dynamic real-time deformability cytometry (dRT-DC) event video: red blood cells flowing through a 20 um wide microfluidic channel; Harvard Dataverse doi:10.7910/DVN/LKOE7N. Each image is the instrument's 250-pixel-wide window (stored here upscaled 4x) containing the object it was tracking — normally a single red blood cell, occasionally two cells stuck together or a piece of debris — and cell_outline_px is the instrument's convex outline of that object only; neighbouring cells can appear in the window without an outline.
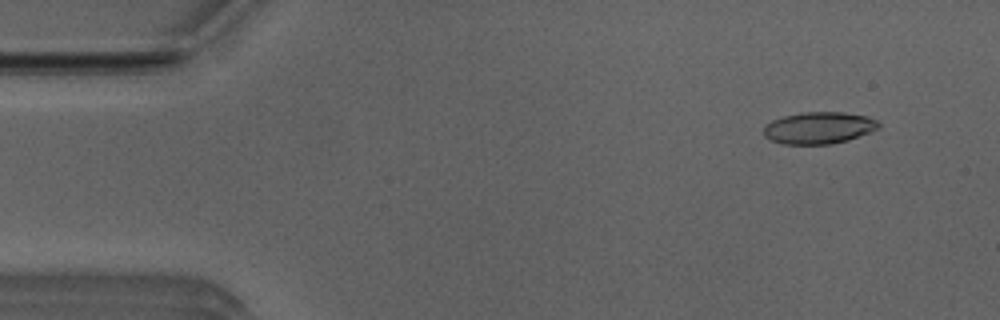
{"species": "Egyptian fruit bat (a non-hibernating species)", "species_latin": "Rousettus aegyptiacus", "temperature_condition": "room temperature", "stored_images_in_passage": 51, "camera_frame_rate_fps": 3000, "um_per_image_px": 0.085, "animal": {"sex": "male"}, "frame": {"image": 1, "passage_image": 4, "time_ms": 1.0, "image_size_px": [1000, 320], "cell_outline_px": [[880, 128], [848, 140], [828, 144], [784, 144], [768, 140], [764, 136], [764, 124], [772, 120], [784, 116], [804, 112], [844, 112], [864, 116], [876, 120], [880, 124]], "centroid_in_image_um": [69.56, 10.87], "position_along_channel_um": 15.4, "area_um2": 21.33}}
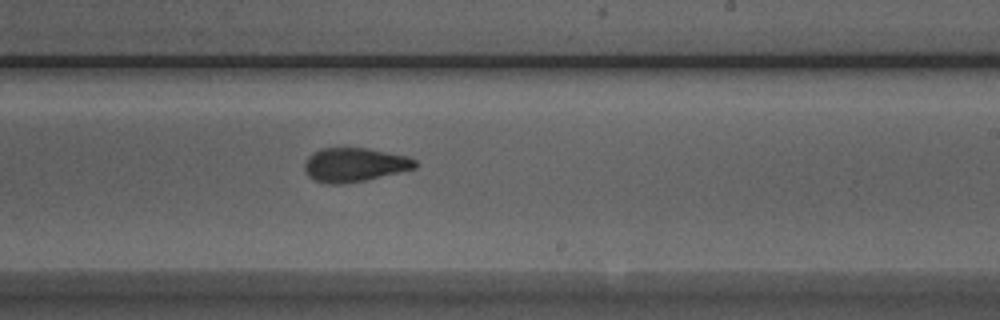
{"frame": {"image": 2, "passage_image": 30, "time_ms": 9.667, "image_size_px": [1000, 320], "cell_outline_px": [[416, 168], [364, 180], [340, 184], [328, 184], [312, 180], [304, 172], [304, 160], [312, 152], [320, 148], [368, 148], [408, 156], [416, 160]], "centroid_in_image_um": [30.07, 14.0], "position_along_channel_um": 258.9, "area_um2": 22.02}}
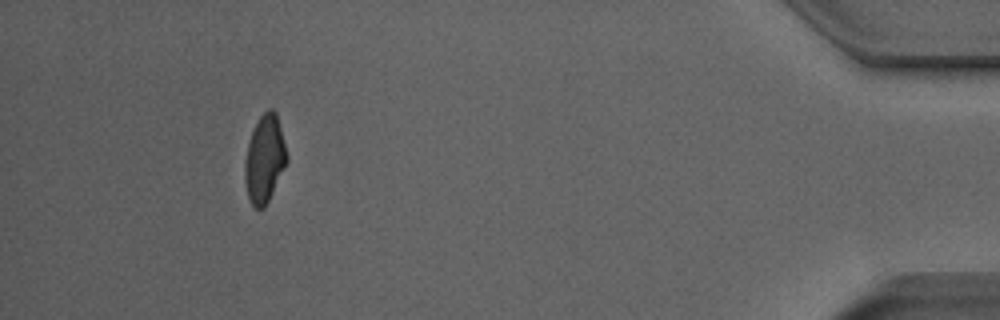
{"frame": {"image": 3, "passage_image": 47, "time_ms": 15.333, "image_size_px": [1000, 320], "cell_outline_px": [[288, 160], [264, 208], [256, 208], [252, 204], [248, 196], [244, 180], [244, 164], [248, 144], [252, 132], [260, 116], [268, 108], [272, 108], [276, 112], [288, 156]], "centroid_in_image_um": [22.49, 13.5], "position_along_channel_um": 412.7, "area_um2": 21.1}, "authors_computed_cell_mechanics": {"area_um2": 21.7328, "velocity_mm_per_s": 3.9389, "shape_relaxation_time_tau1_ms": 4.6719, "shape_relaxation_time_tau2_ms": 1.6618, "deformation_change_tau1": 0.1572, "deformation_change_tau2": 0.0801}}